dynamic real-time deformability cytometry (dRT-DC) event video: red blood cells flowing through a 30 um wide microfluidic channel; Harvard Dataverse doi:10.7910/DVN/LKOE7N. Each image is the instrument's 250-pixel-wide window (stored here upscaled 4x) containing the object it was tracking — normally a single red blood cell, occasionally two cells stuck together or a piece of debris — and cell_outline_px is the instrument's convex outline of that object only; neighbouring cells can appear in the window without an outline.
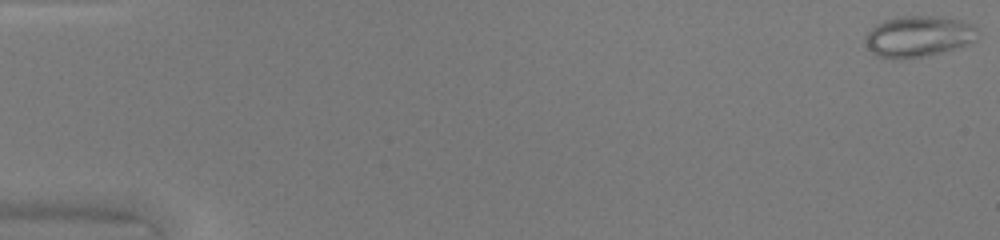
{"species": "common noctule bat (a hibernating species)", "species_latin": "Nyctalus noctula", "temperature_condition": "warm", "stored_images_in_passage": 48, "camera_frame_rate_fps": 3000, "um_per_image_px": 0.085, "animal": {"sex": "female", "body_mass_g": 20.0, "forearm_length_mm": 54.0}, "frame": {"image": 1, "passage_image": 1, "time_ms": 0.0, "image_size_px": [1000, 240], "cell_outline_px": [[976, 40], [968, 44], [940, 52], [924, 56], [900, 60], [876, 56], [868, 48], [864, 40], [864, 36], [876, 24], [884, 20], [900, 16], [936, 16], [960, 20], [972, 24], [976, 28]], "centroid_in_image_um": [78.02, 3.09], "position_along_channel_um": 7.0, "area_um2": 26.88}}
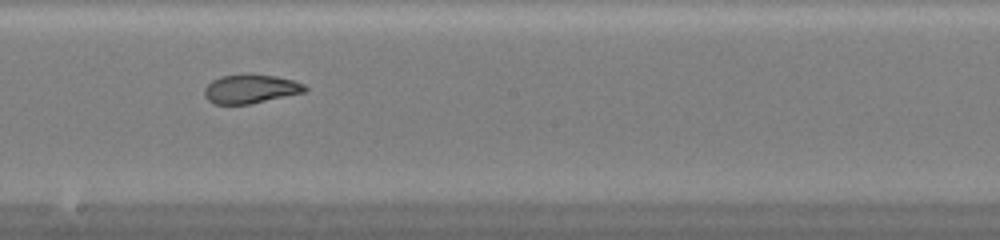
{"frame": {"image": 2, "passage_image": 28, "time_ms": 9.0, "image_size_px": [1000, 240], "cell_outline_px": [[308, 88], [304, 92], [248, 104], [212, 104], [204, 96], [204, 88], [212, 80], [220, 76], [244, 72], [248, 72], [276, 76], [292, 80], [304, 84]], "centroid_in_image_um": [21.25, 7.52], "position_along_channel_um": 227.0, "area_um2": 17.22}}
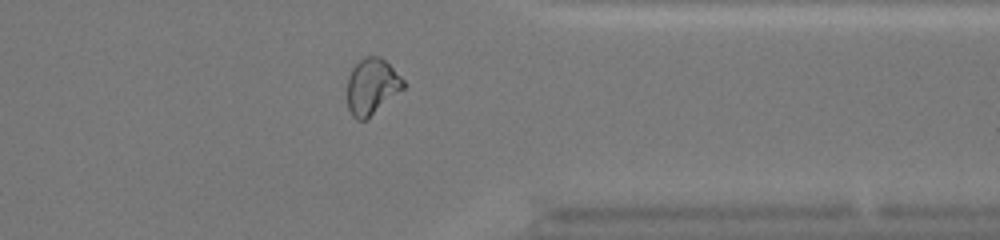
{"frame": {"image": 3, "passage_image": 39, "time_ms": 12.667, "image_size_px": [1000, 240], "cell_outline_px": [[408, 84], [404, 88], [364, 120], [356, 120], [352, 116], [348, 108], [348, 76], [352, 68], [364, 56], [380, 56]], "centroid_in_image_um": [31.6, 7.33], "position_along_channel_um": 379.8, "area_um2": 18.03}, "authors_computed_cell_mechanics": {"area_um2": 20.519, "velocity_mm_per_s": 4.3256, "shape_relaxation_time_tau1_ms": 8.4195, "shape_relaxation_time_tau2_ms": 1.4095, "deformation_change_tau1": 0.2702, "deformation_change_tau2": 0.0618}}